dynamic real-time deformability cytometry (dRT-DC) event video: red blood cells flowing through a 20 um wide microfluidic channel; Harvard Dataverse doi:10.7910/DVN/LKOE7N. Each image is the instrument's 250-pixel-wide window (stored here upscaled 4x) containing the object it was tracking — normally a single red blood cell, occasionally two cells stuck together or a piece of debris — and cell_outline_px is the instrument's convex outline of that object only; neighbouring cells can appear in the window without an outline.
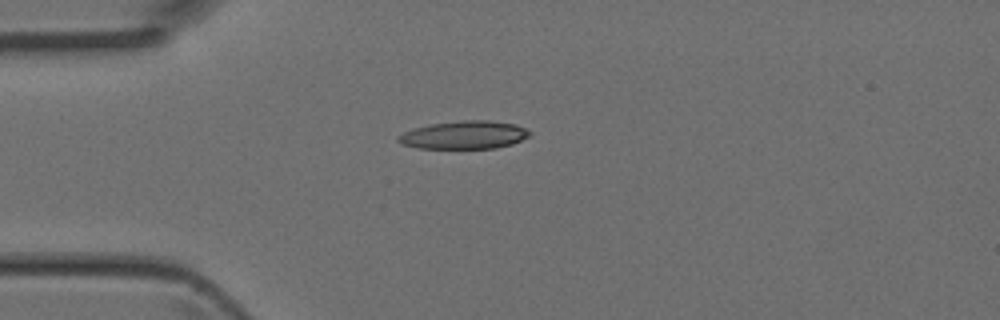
{"species": "Egyptian fruit bat (a non-hibernating species)", "species_latin": "Rousettus aegyptiacus", "temperature_condition": "room temperature", "stored_images_in_passage": 4, "camera_frame_rate_fps": 3000, "um_per_image_px": 0.085, "animal": {"sex": "female"}, "frame": {"image": 1, "passage_image": 4, "time_ms": 1.0, "image_size_px": [1000, 320], "cell_outline_px": [[532, 132], [528, 136], [512, 144], [496, 148], [420, 148], [400, 144], [396, 140], [396, 136], [404, 132], [416, 128], [432, 124], [460, 120], [488, 120], [516, 124]], "centroid_in_image_um": [39.44, 11.47], "position_along_channel_um": 45.6, "area_um2": 21.39}}